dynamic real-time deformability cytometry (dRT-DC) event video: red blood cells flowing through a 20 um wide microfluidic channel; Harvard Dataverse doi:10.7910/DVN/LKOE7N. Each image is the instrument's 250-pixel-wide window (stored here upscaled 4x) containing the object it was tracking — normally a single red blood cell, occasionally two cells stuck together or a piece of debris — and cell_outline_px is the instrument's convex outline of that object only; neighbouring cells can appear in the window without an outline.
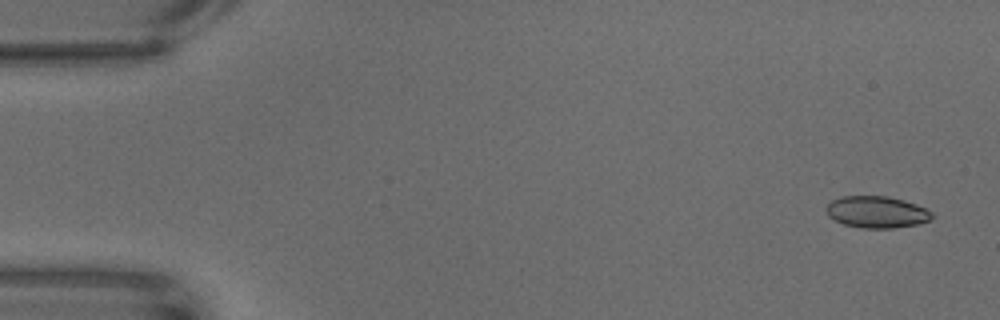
{"species": "common noctule bat (a hibernating species)", "species_latin": "Nyctalus noctula", "temperature_condition": "warm", "stored_images_in_passage": 61, "camera_frame_rate_fps": 3000, "um_per_image_px": 0.085, "animal": {"sex": "male", "body_mass_g": 18.8}, "frame": {"image": 1, "passage_image": 1, "time_ms": 0.0, "image_size_px": [1000, 320], "cell_outline_px": [[932, 216], [928, 220], [920, 224], [892, 228], [860, 228], [844, 224], [828, 216], [824, 208], [832, 200], [840, 196], [888, 196], [904, 200], [916, 204], [932, 212]], "centroid_in_image_um": [74.49, 18.02], "position_along_channel_um": 10.5, "area_um2": 19.59}}
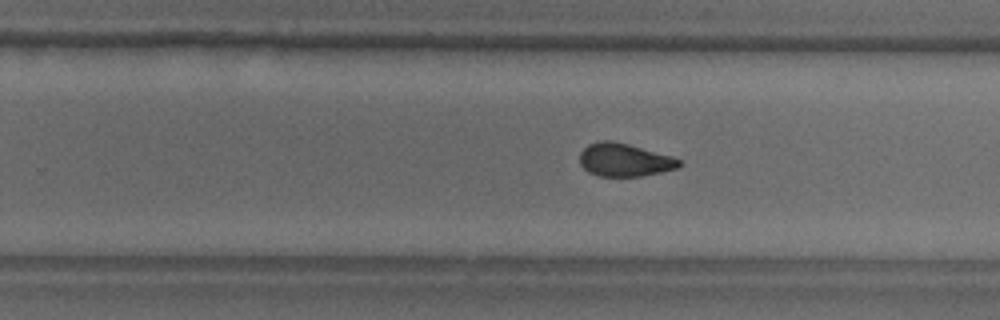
{"frame": {"image": 2, "passage_image": 38, "time_ms": 12.333, "image_size_px": [1000, 320], "cell_outline_px": [[680, 168], [640, 176], [600, 176], [588, 172], [580, 164], [580, 152], [588, 144], [600, 140], [612, 140], [628, 144], [672, 156], [680, 160]], "centroid_in_image_um": [53.06, 13.58], "position_along_channel_um": 276.7, "area_um2": 19.13}}
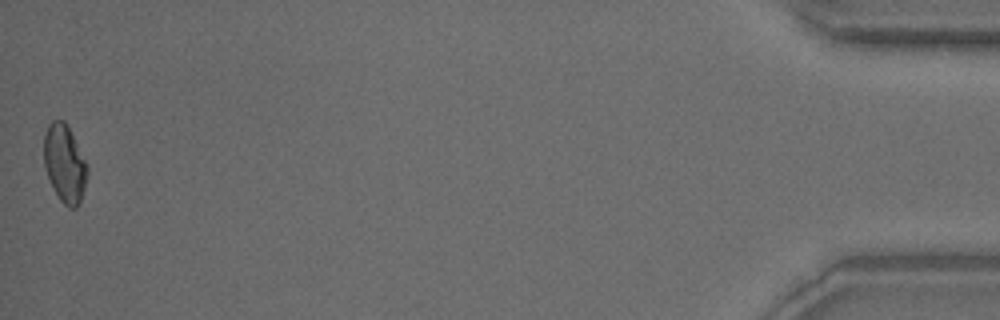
{"frame": {"image": 3, "passage_image": 61, "time_ms": 20.0, "image_size_px": [1000, 320], "cell_outline_px": [[88, 172], [84, 188], [80, 200], [76, 208], [68, 208], [60, 200], [44, 168], [44, 136], [48, 124], [52, 120], [64, 120], [88, 164]], "centroid_in_image_um": [5.49, 13.89], "position_along_channel_um": 429.7, "area_um2": 19.48}}